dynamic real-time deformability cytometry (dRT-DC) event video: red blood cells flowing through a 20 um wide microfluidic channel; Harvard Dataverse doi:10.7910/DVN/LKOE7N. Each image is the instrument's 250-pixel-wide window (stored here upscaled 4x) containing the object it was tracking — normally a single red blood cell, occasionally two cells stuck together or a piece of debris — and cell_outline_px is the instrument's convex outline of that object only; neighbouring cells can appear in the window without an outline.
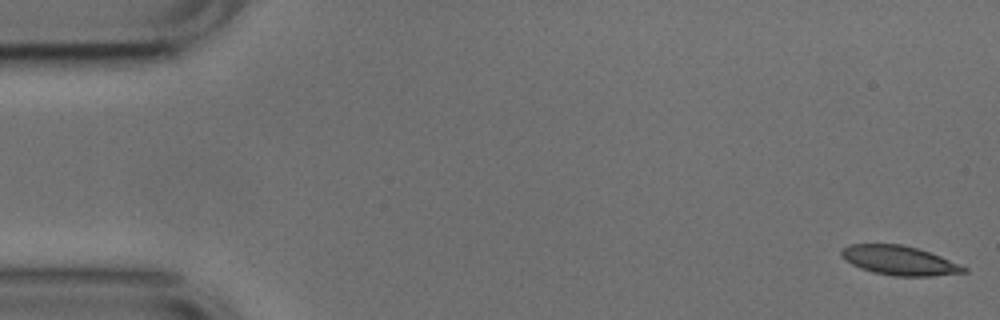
{"species": "common noctule bat (a hibernating species)", "species_latin": "Nyctalus noctula", "temperature_condition": "cold", "stored_images_in_passage": 52, "camera_frame_rate_fps": 3000, "um_per_image_px": 0.085, "animal": {"sex": "male", "body_mass_g": 17.9, "forearm_length_mm": 54.2}, "frame": {"image": 1, "passage_image": 1, "time_ms": 0.0, "image_size_px": [1000, 320], "cell_outline_px": [[968, 272], [932, 276], [896, 276], [872, 272], [860, 268], [844, 260], [840, 256], [840, 252], [844, 248], [852, 244], [900, 244], [916, 248], [940, 256], [968, 268]], "centroid_in_image_um": [76.43, 22.15], "position_along_channel_um": 8.6, "area_um2": 20.75}}
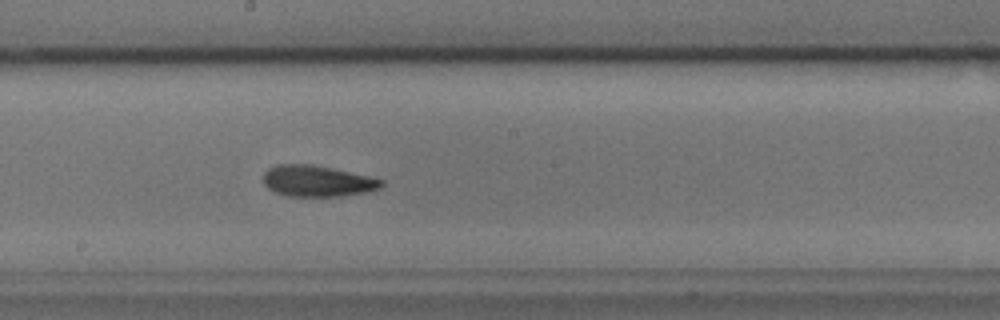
{"frame": {"image": 2, "passage_image": 28, "time_ms": 9.0, "image_size_px": [1000, 320], "cell_outline_px": [[384, 184], [380, 188], [364, 192], [340, 196], [288, 196], [276, 192], [268, 188], [264, 184], [264, 172], [268, 168], [276, 164], [312, 164], [332, 168], [368, 176], [384, 180]], "centroid_in_image_um": [26.95, 15.38], "position_along_channel_um": 221.3, "area_um2": 21.33}}
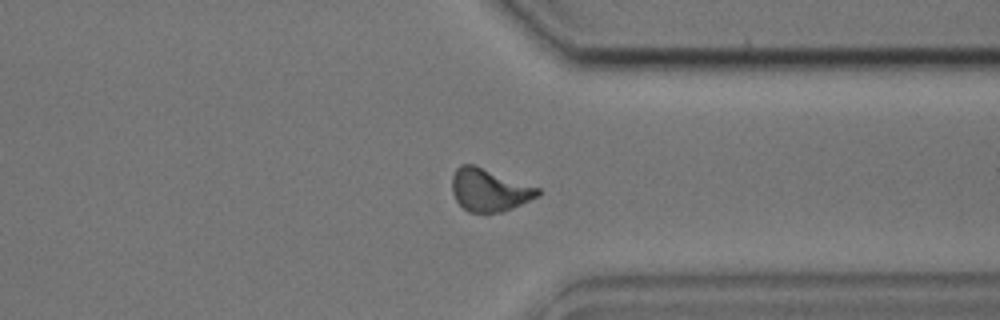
{"frame": {"image": 3, "passage_image": 40, "time_ms": 13.0, "image_size_px": [1000, 320], "cell_outline_px": [[540, 196], [512, 208], [500, 212], [484, 216], [468, 212], [456, 200], [452, 192], [452, 176], [456, 168], [460, 164], [476, 164], [540, 188]], "centroid_in_image_um": [41.58, 16.16], "position_along_channel_um": 369.8, "area_um2": 21.96}, "authors_computed_cell_mechanics": {"area_um2": 21.1259, "velocity_mm_per_s": 3.7583, "shape_relaxation_time_tau1_ms": 3.317, "shape_relaxation_time_tau2_ms": 3.5601, "deformation_change_tau1": 0.1337, "deformation_change_tau2": 0.1167}}